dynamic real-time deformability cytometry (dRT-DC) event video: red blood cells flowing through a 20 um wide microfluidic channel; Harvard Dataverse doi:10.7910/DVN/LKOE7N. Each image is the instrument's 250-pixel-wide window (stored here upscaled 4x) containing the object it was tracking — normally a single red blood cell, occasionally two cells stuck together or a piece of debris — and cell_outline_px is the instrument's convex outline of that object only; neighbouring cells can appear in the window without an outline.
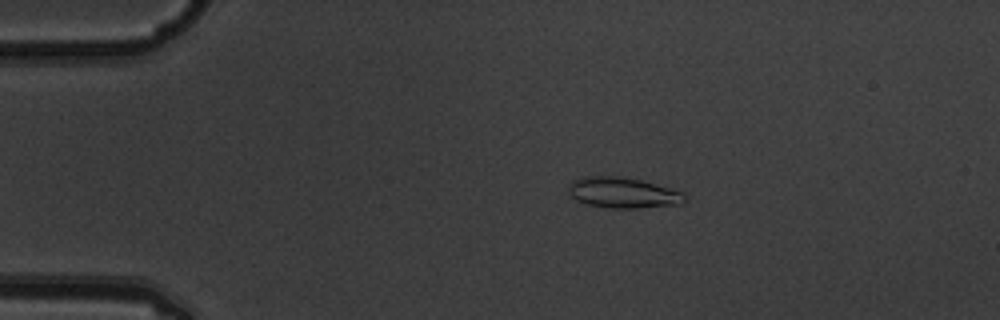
{"species": "common noctule bat (a hibernating species)", "species_latin": "Nyctalus noctula", "temperature_condition": "warm", "stored_images_in_passage": 6, "camera_frame_rate_fps": 3000, "um_per_image_px": 0.085, "animal": {"sex": "male", "body_mass_g": 19.5, "forearm_length_mm": 54.6}, "frame": {"image": 1, "passage_image": 4, "time_ms": 1.0, "image_size_px": [1000, 320], "cell_outline_px": [[688, 196], [680, 204], [640, 208], [612, 208], [584, 204], [576, 200], [568, 192], [568, 188], [572, 180], [584, 176], [620, 176], [640, 180], [684, 192]], "centroid_in_image_um": [52.93, 16.38], "position_along_channel_um": 32.1, "area_um2": 20.87}}